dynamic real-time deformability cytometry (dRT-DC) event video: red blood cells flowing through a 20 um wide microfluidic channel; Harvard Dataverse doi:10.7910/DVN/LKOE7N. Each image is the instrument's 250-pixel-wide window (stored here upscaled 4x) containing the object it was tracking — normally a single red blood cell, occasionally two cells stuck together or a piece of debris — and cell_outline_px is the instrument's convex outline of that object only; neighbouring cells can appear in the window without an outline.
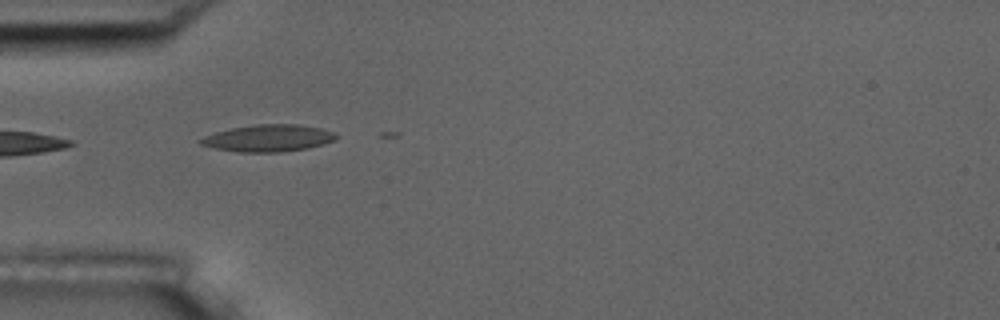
{"species": "common noctule bat (a hibernating species)", "species_latin": "Nyctalus noctula", "temperature_condition": "room temperature", "stored_images_in_passage": 3, "camera_frame_rate_fps": 3000, "um_per_image_px": 0.085, "animal": {"sex": "male", "body_mass_g": 17.5, "forearm_length_mm": 52.3}, "frame": {"image": 1, "passage_image": 1, "time_ms": 0.0, "image_size_px": [1000, 320], "cell_outline_px": [[340, 136], [336, 140], [308, 148], [280, 152], [240, 152], [212, 148], [200, 144], [196, 140], [204, 136], [216, 132], [232, 128], [256, 124], [296, 124], [320, 128], [332, 132]], "centroid_in_image_um": [22.78, 11.74], "position_along_channel_um": 62.2, "area_um2": 21.33}}